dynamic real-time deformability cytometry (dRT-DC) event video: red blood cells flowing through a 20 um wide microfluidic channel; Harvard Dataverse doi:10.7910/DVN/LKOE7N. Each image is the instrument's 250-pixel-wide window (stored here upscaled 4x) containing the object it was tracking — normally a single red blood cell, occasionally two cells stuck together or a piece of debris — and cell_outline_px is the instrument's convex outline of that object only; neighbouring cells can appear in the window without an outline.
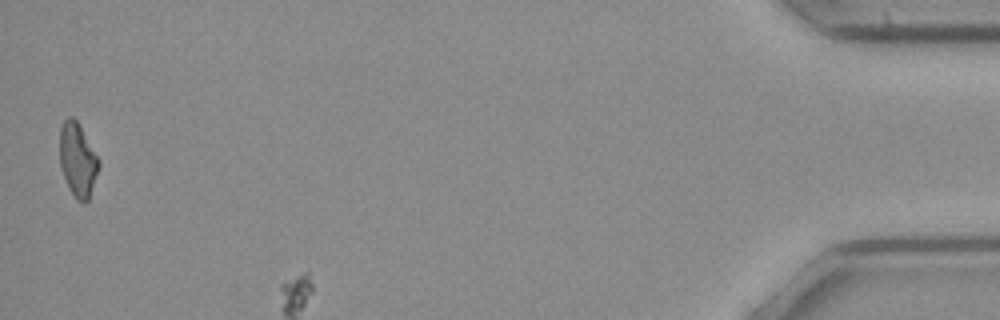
{"species": "common noctule bat (a hibernating species)", "species_latin": "Nyctalus noctula", "temperature_condition": "cold", "stored_images_in_passage": 44, "camera_frame_rate_fps": 3000, "um_per_image_px": 0.085, "animal": {"sex": "female", "body_mass_g": 21.9}, "frame": {"image": 1, "passage_image": 44, "time_ms": 14.333, "image_size_px": [1000, 320], "cell_outline_px": [[100, 164], [88, 200], [84, 204], [76, 200], [68, 188], [60, 168], [60, 128], [64, 120], [68, 116], [72, 116], [76, 120], [100, 160]], "centroid_in_image_um": [6.59, 13.61], "position_along_channel_um": 428.6, "area_um2": 16.76}}